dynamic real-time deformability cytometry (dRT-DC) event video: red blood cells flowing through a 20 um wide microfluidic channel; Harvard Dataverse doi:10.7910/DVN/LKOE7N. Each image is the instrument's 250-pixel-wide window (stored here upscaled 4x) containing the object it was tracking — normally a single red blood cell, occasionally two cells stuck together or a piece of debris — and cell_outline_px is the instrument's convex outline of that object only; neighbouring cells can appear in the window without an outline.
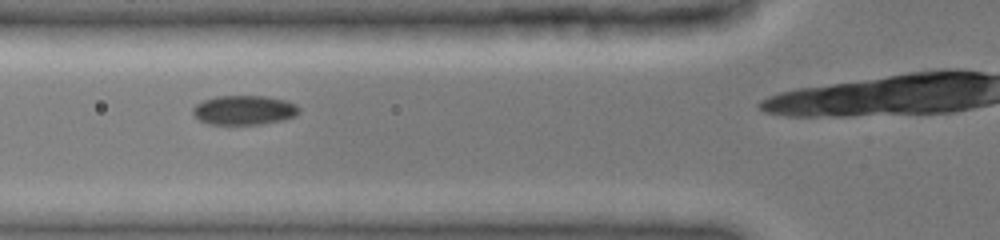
{"species": "common noctule bat (a hibernating species)", "species_latin": "Nyctalus noctula", "temperature_condition": "cold", "stored_images_in_passage": 37, "camera_frame_rate_fps": 3000, "um_per_image_px": 0.085, "animal": {"sex": "female", "body_mass_g": 19.0, "forearm_length_mm": 51.5}, "frame": {"image": 1, "passage_image": 11, "time_ms": 3.333, "image_size_px": [1000, 240], "cell_outline_px": [[300, 112], [296, 116], [284, 120], [260, 124], [208, 124], [200, 120], [192, 112], [192, 108], [196, 104], [204, 100], [216, 96], [264, 96], [288, 100], [296, 104], [300, 108]], "centroid_in_image_um": [20.79, 9.35], "position_along_channel_um": 105.0, "area_um2": 18.32}}
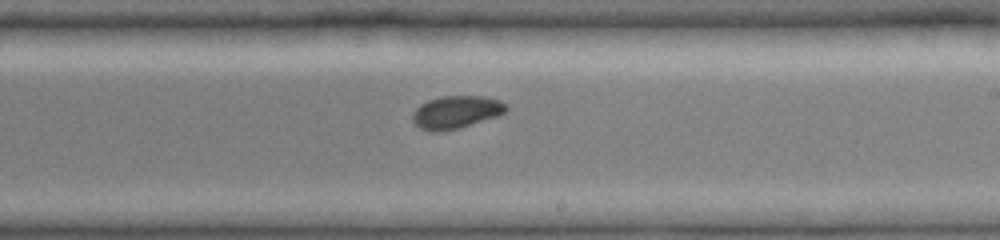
{"frame": {"image": 2, "passage_image": 22, "time_ms": 7.0, "image_size_px": [1000, 240], "cell_outline_px": [[508, 108], [500, 116], [460, 128], [444, 132], [428, 132], [420, 128], [412, 120], [412, 112], [420, 104], [428, 100], [440, 96], [484, 96], [500, 100]], "centroid_in_image_um": [38.75, 9.55], "position_along_channel_um": 250.2, "area_um2": 18.21}}
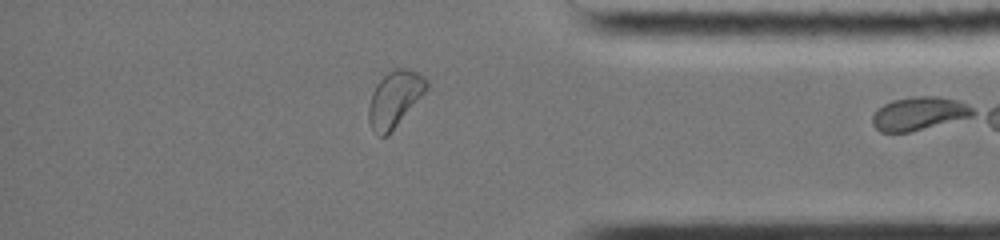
{"frame": {"image": 3, "passage_image": 34, "time_ms": 11.0, "image_size_px": [1000, 240], "cell_outline_px": [[428, 88], [388, 136], [380, 136], [372, 128], [368, 120], [368, 108], [372, 92], [376, 84], [388, 72], [396, 68], [408, 68], [424, 76], [428, 80]], "centroid_in_image_um": [33.55, 8.4], "position_along_channel_um": 401.7, "area_um2": 18.73}}